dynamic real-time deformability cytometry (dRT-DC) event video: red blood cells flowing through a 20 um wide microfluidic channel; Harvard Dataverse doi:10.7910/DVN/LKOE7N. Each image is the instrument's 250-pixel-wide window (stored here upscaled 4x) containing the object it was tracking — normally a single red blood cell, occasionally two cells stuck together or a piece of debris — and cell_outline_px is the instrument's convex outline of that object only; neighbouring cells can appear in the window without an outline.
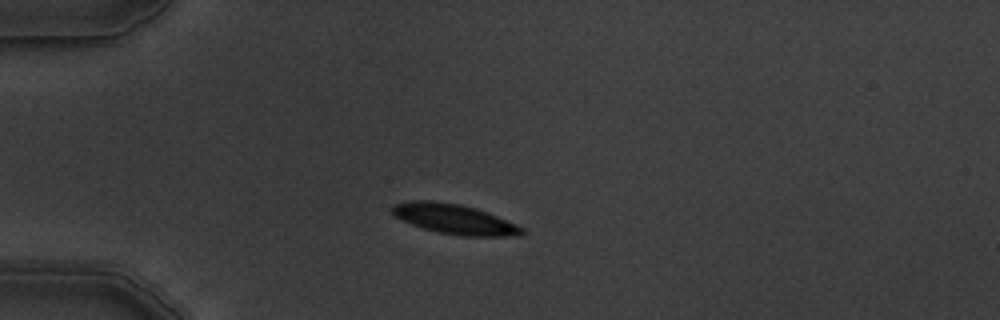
{"species": "common noctule bat (a hibernating species)", "species_latin": "Nyctalus noctula", "temperature_condition": "warm", "stored_images_in_passage": 3, "camera_frame_rate_fps": 3000, "um_per_image_px": 0.085, "animal": {"sex": "male", "body_mass_g": 19.5, "forearm_length_mm": 54.6}, "frame": {"image": 1, "passage_image": 1, "time_ms": 0.0, "image_size_px": [1000, 320], "cell_outline_px": [[528, 232], [520, 236], [460, 236], [440, 232], [424, 228], [412, 224], [396, 216], [392, 212], [392, 208], [396, 204], [412, 200], [432, 200], [460, 204], [476, 208], [516, 224], [524, 228]], "centroid_in_image_um": [38.69, 18.63], "position_along_channel_um": 46.3, "area_um2": 22.43}}